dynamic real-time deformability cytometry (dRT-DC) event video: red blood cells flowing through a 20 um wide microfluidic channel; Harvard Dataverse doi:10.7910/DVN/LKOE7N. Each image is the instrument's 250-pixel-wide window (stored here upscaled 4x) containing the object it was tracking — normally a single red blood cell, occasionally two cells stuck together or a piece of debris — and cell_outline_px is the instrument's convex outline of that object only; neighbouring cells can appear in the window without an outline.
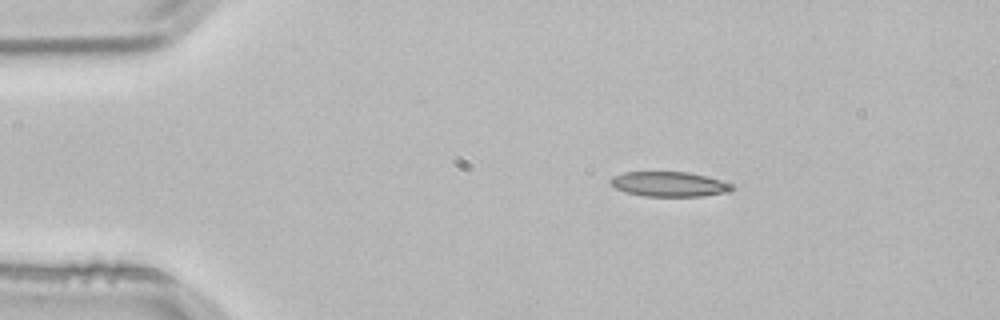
{"species": "common noctule bat (a hibernating species)", "species_latin": "Nyctalus noctula", "temperature_condition": "room temperature", "stored_images_in_passage": 2, "camera_frame_rate_fps": 3000, "um_per_image_px": 0.085, "animal": {"sex": "male", "body_mass_g": 21.5, "forearm_length_mm": 52.0}, "frame": {"image": 1, "passage_image": 1, "time_ms": 0.0, "image_size_px": [1000, 320], "cell_outline_px": [[736, 188], [728, 192], [700, 196], [644, 196], [628, 192], [616, 188], [608, 180], [612, 176], [624, 172], [688, 172], [720, 180], [732, 184]], "centroid_in_image_um": [56.88, 15.65], "position_along_channel_um": 28.1, "area_um2": 17.46}}
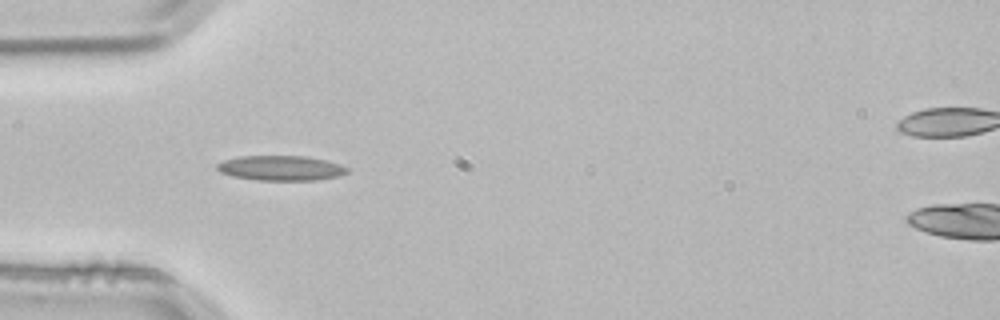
{"frame": {"image": 2, "passage_image": 2, "time_ms": 0.333, "image_size_px": [1000, 320], "cell_outline_px": [[348, 172], [340, 176], [316, 180], [256, 180], [232, 176], [220, 172], [216, 168], [216, 164], [224, 160], [240, 156], [304, 156], [324, 160], [340, 164], [348, 168]], "centroid_in_image_um": [23.86, 14.29], "position_along_channel_um": 61.1, "area_um2": 18.9}}